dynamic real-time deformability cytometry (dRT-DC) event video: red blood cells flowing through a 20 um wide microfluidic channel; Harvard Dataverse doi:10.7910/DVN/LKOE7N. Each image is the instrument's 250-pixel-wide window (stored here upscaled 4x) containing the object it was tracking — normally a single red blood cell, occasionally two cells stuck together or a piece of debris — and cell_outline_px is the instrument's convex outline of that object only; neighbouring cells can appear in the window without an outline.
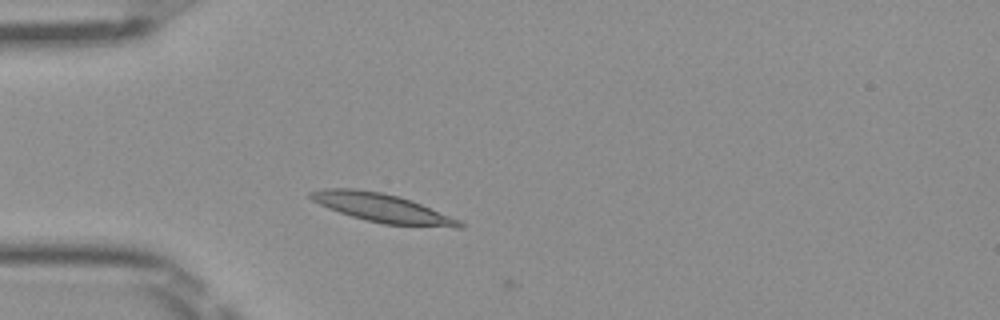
{"species": "Egyptian fruit bat (a non-hibernating species)", "species_latin": "Rousettus aegyptiacus", "temperature_condition": "room temperature", "stored_images_in_passage": 2, "camera_frame_rate_fps": 3000, "um_per_image_px": 0.085, "frame": {"image": 1, "passage_image": 1, "time_ms": 0.0, "image_size_px": [1000, 320], "cell_outline_px": [[464, 228], [456, 228], [384, 224], [364, 220], [328, 208], [312, 200], [308, 196], [308, 192], [324, 188], [356, 188], [380, 192], [400, 196], [412, 200], [460, 220], [464, 224]], "centroid_in_image_um": [32.5, 17.67], "position_along_channel_um": 52.5, "area_um2": 24.97}}